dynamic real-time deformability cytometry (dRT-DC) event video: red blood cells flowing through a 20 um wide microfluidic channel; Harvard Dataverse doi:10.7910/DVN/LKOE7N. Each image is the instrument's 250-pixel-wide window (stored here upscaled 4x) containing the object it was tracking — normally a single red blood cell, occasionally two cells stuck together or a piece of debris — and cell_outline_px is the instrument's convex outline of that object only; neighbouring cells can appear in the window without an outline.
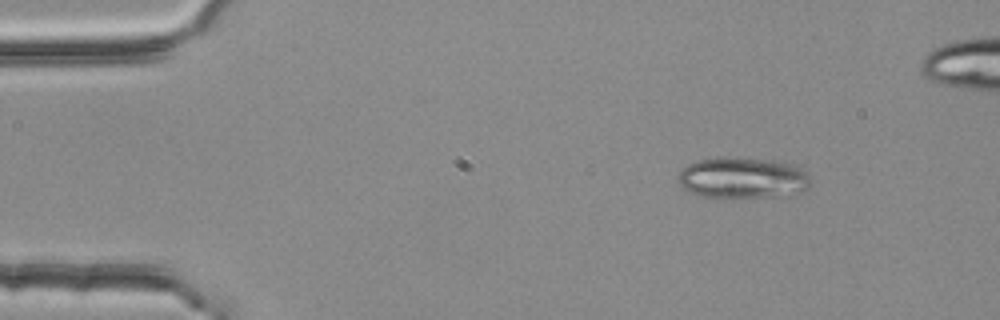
{"species": "common noctule bat (a hibernating species)", "species_latin": "Nyctalus noctula", "temperature_condition": "room temperature", "stored_images_in_passage": 4, "camera_frame_rate_fps": 3000, "um_per_image_px": 0.085, "animal": {"sex": "female", "body_mass_g": 25.1}, "frame": {"image": 1, "passage_image": 1, "time_ms": 0.0, "image_size_px": [1000, 320], "cell_outline_px": [[812, 184], [808, 188], [796, 192], [772, 196], [724, 200], [704, 196], [692, 192], [684, 188], [680, 184], [676, 176], [680, 168], [696, 160], [772, 160], [796, 164], [812, 180]], "centroid_in_image_um": [63.11, 15.18], "position_along_channel_um": 21.9, "area_um2": 31.39}}